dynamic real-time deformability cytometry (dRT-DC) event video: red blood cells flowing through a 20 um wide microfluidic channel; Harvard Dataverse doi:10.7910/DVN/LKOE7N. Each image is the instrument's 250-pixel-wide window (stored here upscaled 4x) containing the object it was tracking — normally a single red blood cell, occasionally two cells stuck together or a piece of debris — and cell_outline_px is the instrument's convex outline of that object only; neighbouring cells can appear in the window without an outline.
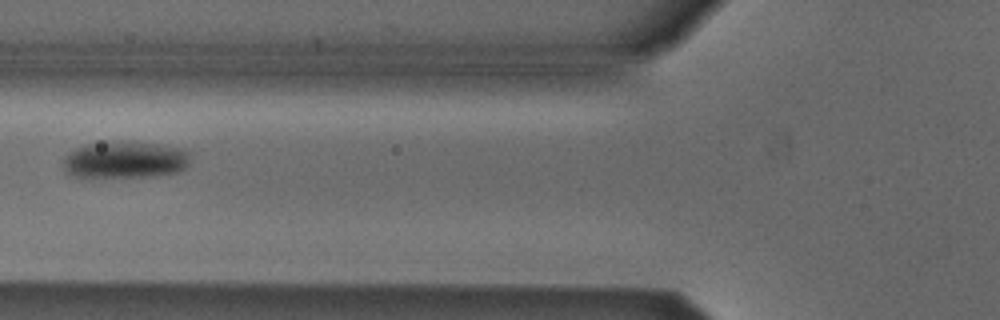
{"species": "Egyptian fruit bat (a non-hibernating species)", "species_latin": "Rousettus aegyptiacus", "temperature_condition": "cold", "stored_images_in_passage": 2, "camera_frame_rate_fps": 3000, "um_per_image_px": 0.085, "animal": {"sex": "male"}, "frame": {"image": 1, "passage_image": 2, "time_ms": 0.333, "image_size_px": [1000, 320], "cell_outline_px": [[188, 164], [180, 172], [156, 176], [76, 176], [68, 172], [64, 168], [64, 156], [68, 152], [76, 148], [88, 144], [120, 140], [160, 144], [184, 148], [188, 152]], "centroid_in_image_um": [10.67, 13.55], "position_along_channel_um": 115.1, "area_um2": 27.28}}